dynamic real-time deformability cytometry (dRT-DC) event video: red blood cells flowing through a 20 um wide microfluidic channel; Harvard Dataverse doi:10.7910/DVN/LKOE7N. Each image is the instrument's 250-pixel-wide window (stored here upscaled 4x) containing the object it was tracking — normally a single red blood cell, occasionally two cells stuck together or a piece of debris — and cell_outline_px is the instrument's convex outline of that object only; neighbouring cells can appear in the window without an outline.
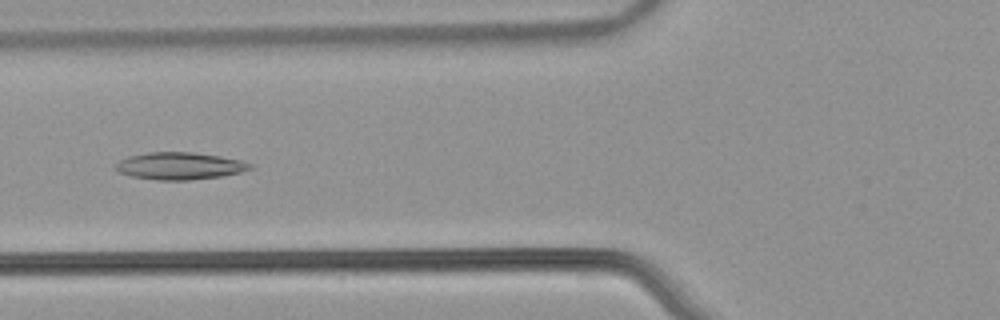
{"species": "common noctule bat (a hibernating species)", "species_latin": "Nyctalus noctula", "temperature_condition": "warm", "stored_images_in_passage": 37, "camera_frame_rate_fps": 3000, "um_per_image_px": 0.085, "animal": {"sex": "male", "body_mass_g": 21.5, "forearm_length_mm": 52.0}, "frame": {"image": 1, "passage_image": 5, "time_ms": 1.333, "image_size_px": [1000, 320], "cell_outline_px": [[256, 168], [240, 172], [220, 176], [188, 180], [156, 180], [132, 176], [116, 172], [112, 168], [120, 160], [128, 156], [148, 152], [192, 152], [220, 156], [244, 160], [252, 164]], "centroid_in_image_um": [15.27, 14.1], "position_along_channel_um": 110.5, "area_um2": 21.56}}
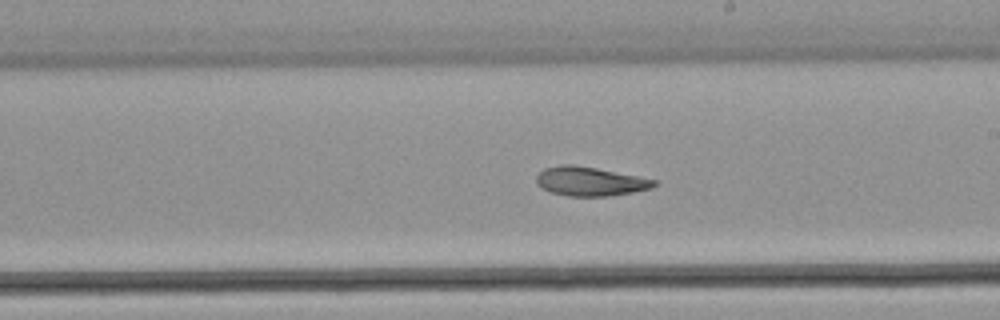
{"frame": {"image": 2, "passage_image": 15, "time_ms": 4.667, "image_size_px": [1000, 320], "cell_outline_px": [[660, 184], [652, 188], [632, 192], [608, 196], [568, 196], [552, 192], [540, 188], [536, 184], [536, 176], [544, 168], [560, 164], [572, 164], [596, 168], [660, 180]], "centroid_in_image_um": [50.18, 15.41], "position_along_channel_um": 238.8, "area_um2": 20.17}}
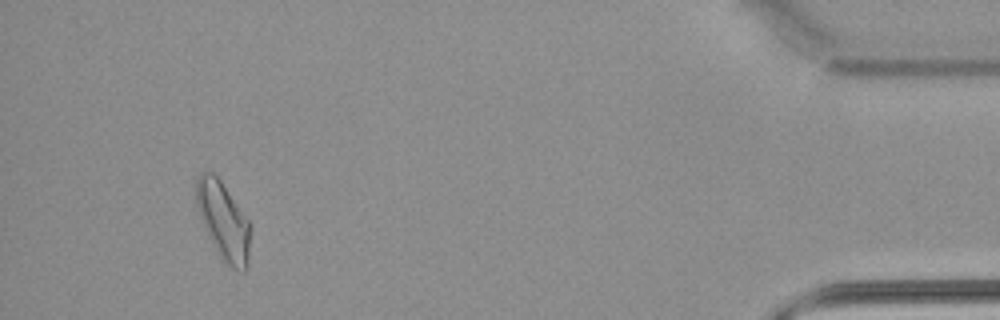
{"frame": {"image": 3, "passage_image": 34, "time_ms": 11.0, "image_size_px": [1000, 320], "cell_outline_px": [[252, 228], [248, 268], [244, 272], [228, 268], [220, 260], [200, 220], [196, 204], [196, 176], [200, 172], [212, 172], [220, 180], [248, 220]], "centroid_in_image_um": [18.99, 18.87], "position_along_channel_um": 416.2, "area_um2": 25.2}, "authors_computed_cell_mechanics": {"area_um2": 20.5768, "velocity_mm_per_s": 3.8564, "shape_relaxation_time_tau1_ms": 7.9027, "shape_relaxation_time_tau2_ms": 3.8866, "deformation_change_tau1": 0.1742, "deformation_change_tau2": 0.1041}}